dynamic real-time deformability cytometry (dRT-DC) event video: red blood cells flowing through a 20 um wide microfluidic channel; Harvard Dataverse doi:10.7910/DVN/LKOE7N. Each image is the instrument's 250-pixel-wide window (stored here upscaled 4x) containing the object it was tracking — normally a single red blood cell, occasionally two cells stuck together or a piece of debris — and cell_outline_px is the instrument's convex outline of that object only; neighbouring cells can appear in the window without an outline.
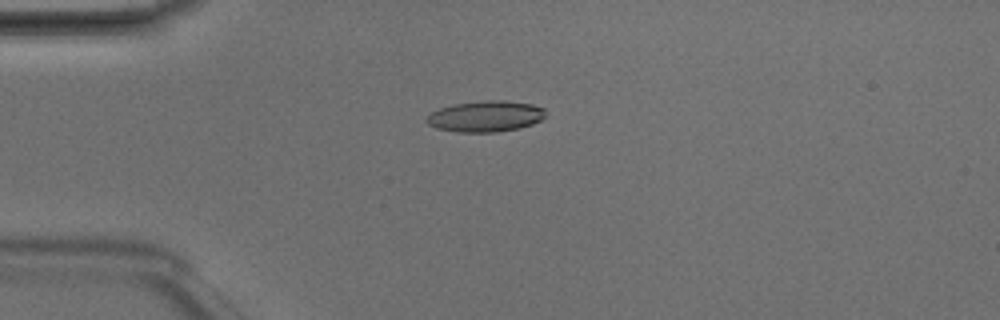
{"species": "Egyptian fruit bat (a non-hibernating species)", "species_latin": "Rousettus aegyptiacus", "temperature_condition": "room temperature", "stored_images_in_passage": 4, "camera_frame_rate_fps": 3000, "um_per_image_px": 0.085, "animal": {"sex": "male"}, "frame": {"image": 1, "passage_image": 3, "time_ms": 0.667, "image_size_px": [1000, 320], "cell_outline_px": [[548, 112], [540, 120], [532, 124], [520, 128], [496, 132], [456, 132], [436, 128], [428, 124], [424, 120], [432, 112], [440, 108], [452, 104], [484, 100], [500, 100], [532, 104], [544, 108]], "centroid_in_image_um": [41.27, 9.89], "position_along_channel_um": 43.7, "area_um2": 21.62}}